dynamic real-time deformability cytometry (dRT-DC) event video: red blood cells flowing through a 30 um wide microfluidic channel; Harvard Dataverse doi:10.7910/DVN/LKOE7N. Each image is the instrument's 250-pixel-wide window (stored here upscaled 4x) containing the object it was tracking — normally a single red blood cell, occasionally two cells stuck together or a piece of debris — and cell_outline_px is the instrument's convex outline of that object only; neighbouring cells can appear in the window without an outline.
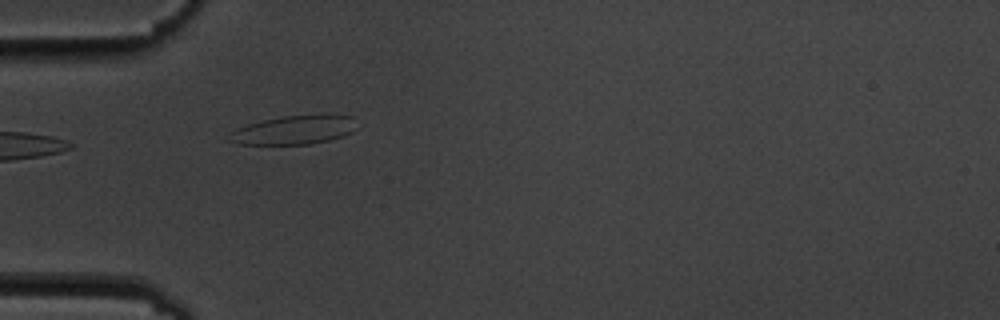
{"species": "common noctule bat (a hibernating species)", "species_latin": "Nyctalus noctula", "temperature_condition": "cold", "stored_images_in_passage": 7, "camera_frame_rate_fps": 3000, "um_per_image_px": 0.085, "animal": {"sex": "male", "body_mass_g": 19.5, "forearm_length_mm": 54.6}, "frame": {"image": 1, "passage_image": 5, "time_ms": 5.333, "image_size_px": [1000, 320], "cell_outline_px": [[360, 128], [344, 136], [312, 144], [236, 144], [228, 140], [232, 132], [236, 128], [248, 124], [264, 120], [284, 116], [320, 112], [352, 116]], "centroid_in_image_um": [25.11, 11.01], "position_along_channel_um": 59.9, "area_um2": 22.08}}
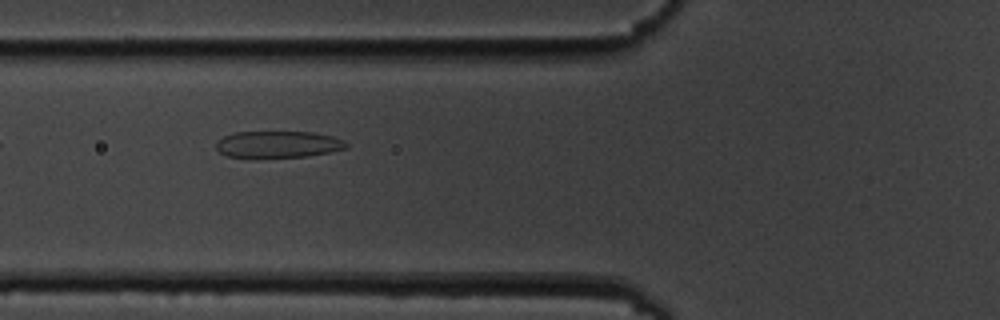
{"frame": {"image": 2, "passage_image": 6, "time_ms": 6.667, "image_size_px": [1000, 320], "cell_outline_px": [[348, 148], [308, 156], [228, 156], [220, 152], [216, 148], [216, 140], [232, 132], [312, 132], [332, 136], [344, 140], [348, 144]], "centroid_in_image_um": [23.65, 12.24], "position_along_channel_um": 102.2, "area_um2": 19.88}}
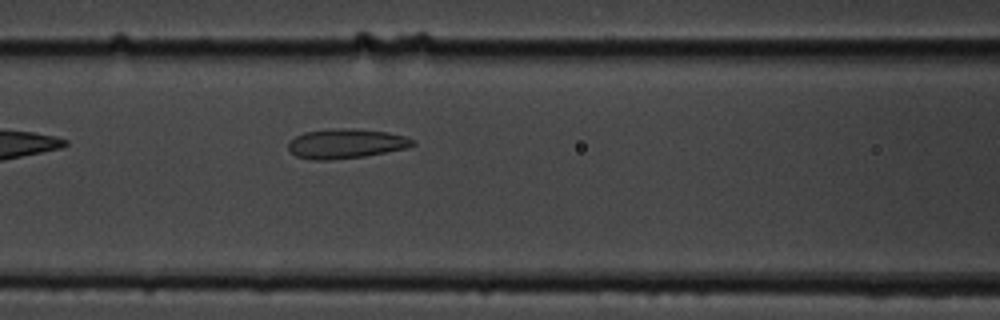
{"frame": {"image": 3, "passage_image": 7, "time_ms": 7.667, "image_size_px": [1000, 320], "cell_outline_px": [[416, 144], [408, 148], [364, 156], [332, 160], [312, 160], [296, 156], [288, 148], [288, 140], [304, 132], [340, 128], [352, 128], [388, 132], [404, 136], [416, 140]], "centroid_in_image_um": [29.42, 12.21], "position_along_channel_um": 137.2, "area_um2": 21.56}}